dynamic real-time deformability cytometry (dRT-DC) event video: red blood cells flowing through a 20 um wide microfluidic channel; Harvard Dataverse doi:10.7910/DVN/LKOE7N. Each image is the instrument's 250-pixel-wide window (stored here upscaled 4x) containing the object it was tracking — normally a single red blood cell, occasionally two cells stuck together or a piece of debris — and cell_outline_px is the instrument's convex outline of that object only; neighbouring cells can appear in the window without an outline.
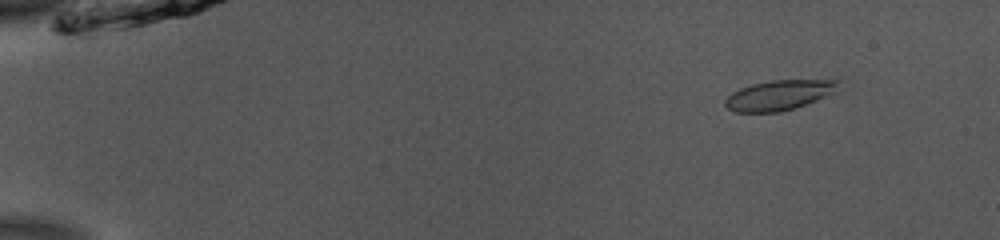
{"species": "common noctule bat (a hibernating species)", "species_latin": "Nyctalus noctula", "temperature_condition": "room temperature", "stored_images_in_passage": 53, "camera_frame_rate_fps": 3000, "um_per_image_px": 0.085, "animal": {"sex": "male", "body_mass_g": 13.0, "forearm_length_mm": 53.1}, "frame": {"image": 1, "passage_image": 6, "time_ms": 1.667, "image_size_px": [1000, 240], "cell_outline_px": [[840, 92], [780, 112], [736, 112], [728, 108], [724, 104], [724, 100], [732, 92], [740, 88], [752, 84], [772, 80], [840, 80]], "centroid_in_image_um": [66.27, 8.07], "position_along_channel_um": 18.7, "area_um2": 19.88}}
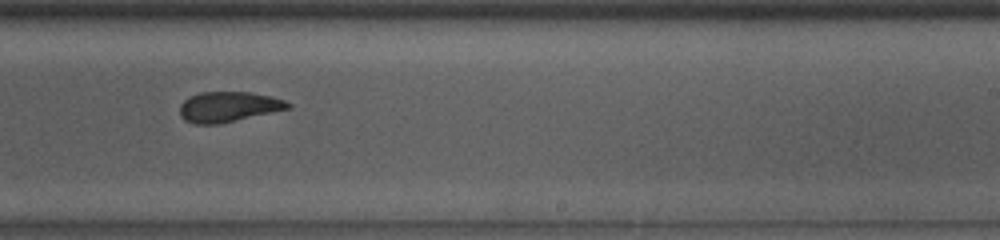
{"frame": {"image": 2, "passage_image": 34, "time_ms": 11.0, "image_size_px": [1000, 240], "cell_outline_px": [[292, 108], [220, 124], [196, 124], [184, 120], [180, 116], [180, 104], [188, 96], [200, 92], [252, 92], [284, 100], [292, 104]], "centroid_in_image_um": [19.41, 9.08], "position_along_channel_um": 269.6, "area_um2": 19.25}}
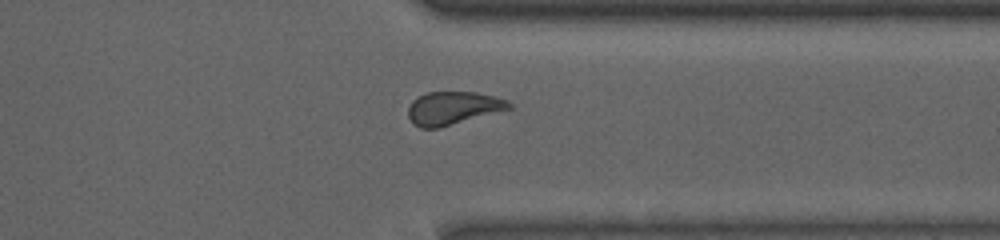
{"frame": {"image": 3, "passage_image": 42, "time_ms": 13.667, "image_size_px": [1000, 240], "cell_outline_px": [[512, 108], [436, 128], [420, 128], [412, 124], [408, 116], [408, 108], [412, 100], [428, 92], [476, 92], [496, 96], [508, 100], [512, 104]], "centroid_in_image_um": [38.49, 9.17], "position_along_channel_um": 372.9, "area_um2": 19.31}, "authors_computed_cell_mechanics": {"area_um2": 19.9988, "velocity_mm_per_s": 3.8859, "shape_relaxation_time_tau1_ms": 4.1279, "shape_relaxation_time_tau2_ms": 2.0781, "deformation_change_tau1": 0.1172, "deformation_change_tau2": 0.0779}}